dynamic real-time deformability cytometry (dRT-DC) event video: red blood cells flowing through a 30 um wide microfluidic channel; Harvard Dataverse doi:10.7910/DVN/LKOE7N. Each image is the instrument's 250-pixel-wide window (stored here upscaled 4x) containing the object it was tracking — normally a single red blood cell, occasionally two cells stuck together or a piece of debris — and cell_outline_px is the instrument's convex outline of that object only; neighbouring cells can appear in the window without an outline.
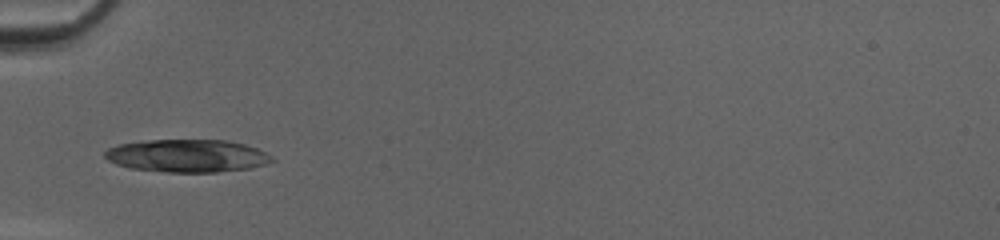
{"species": "common noctule bat (a hibernating species)", "species_latin": "Nyctalus noctula", "temperature_condition": "cold", "stored_images_in_passage": 33, "camera_frame_rate_fps": 3000, "um_per_image_px": 0.085, "animal": {"sex": "female", "body_mass_g": 20.0, "forearm_length_mm": 54.0}, "frame": {"image": 1, "passage_image": 1, "time_ms": 0.0, "image_size_px": [1000, 240], "cell_outline_px": [[276, 160], [264, 164], [248, 168], [216, 172], [164, 172], [132, 168], [116, 164], [108, 160], [104, 156], [104, 152], [108, 148], [120, 144], [148, 140], [228, 140], [244, 144], [256, 148], [272, 156]], "centroid_in_image_um": [15.9, 13.24], "position_along_channel_um": 69.1, "area_um2": 31.73}}
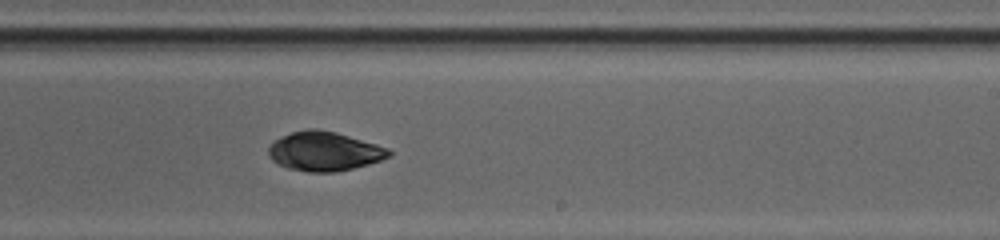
{"frame": {"image": 2, "passage_image": 15, "time_ms": 4.667, "image_size_px": [1000, 240], "cell_outline_px": [[392, 156], [368, 164], [336, 172], [308, 172], [288, 168], [272, 160], [268, 156], [268, 148], [276, 140], [292, 132], [308, 128], [316, 128], [336, 132], [376, 144], [388, 148], [392, 152]], "centroid_in_image_um": [27.58, 12.86], "position_along_channel_um": 261.4, "area_um2": 27.34}}
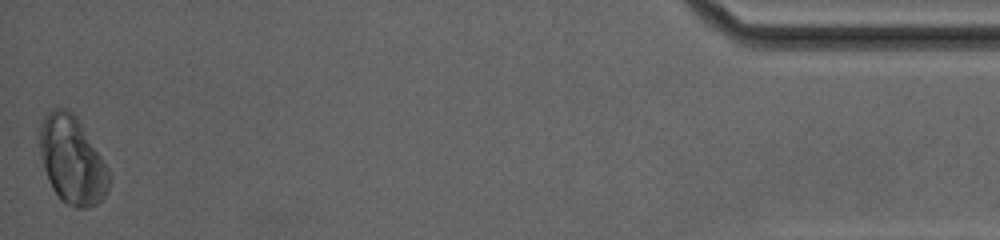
{"frame": {"image": 3, "passage_image": 33, "time_ms": 10.667, "image_size_px": [1000, 240], "cell_outline_px": [[108, 192], [96, 204], [88, 208], [72, 208], [60, 200], [52, 188], [44, 168], [36, 136], [40, 124], [44, 116], [52, 108], [64, 108], [72, 112], [76, 116], [108, 168]], "centroid_in_image_um": [6.08, 13.61], "position_along_channel_um": 429.1, "area_um2": 35.55}, "authors_computed_cell_mechanics": {"area_um2": 28.8422, "velocity_mm_per_s": 4.148, "shape_relaxation_time_tau1_ms": 7.5867, "shape_relaxation_time_tau2_ms": 1.2206, "deformation_change_tau1": 0.3575, "deformation_change_tau2": 0.0372}}